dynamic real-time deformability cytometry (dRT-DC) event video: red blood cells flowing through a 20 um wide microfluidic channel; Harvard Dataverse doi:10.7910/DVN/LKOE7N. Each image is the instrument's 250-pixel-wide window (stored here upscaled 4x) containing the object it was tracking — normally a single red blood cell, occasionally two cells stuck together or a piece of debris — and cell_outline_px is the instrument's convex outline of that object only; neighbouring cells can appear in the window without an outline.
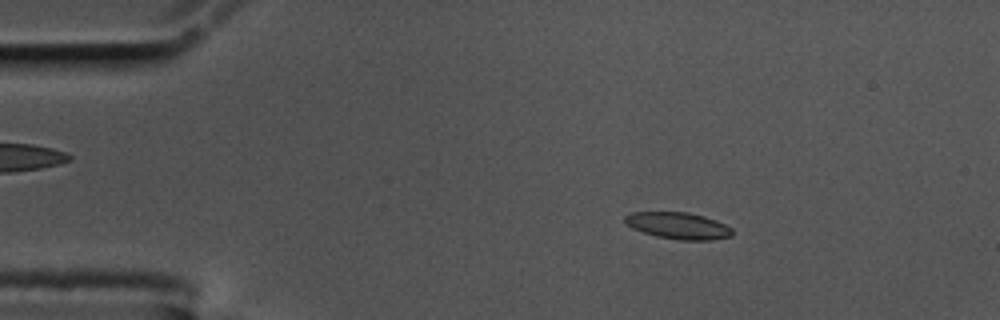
{"species": "common noctule bat (a hibernating species)", "species_latin": "Nyctalus noctula", "temperature_condition": "cold", "stored_images_in_passage": 57, "camera_frame_rate_fps": 3000, "um_per_image_px": 0.085, "animal": {"sex": "male", "body_mass_g": 17.5, "forearm_length_mm": 52.3}, "frame": {"image": 1, "passage_image": 9, "time_ms": 2.667, "image_size_px": [1000, 320], "cell_outline_px": [[732, 236], [712, 240], [680, 240], [656, 236], [632, 228], [624, 220], [624, 216], [632, 212], [688, 212], [704, 216], [716, 220], [732, 228]], "centroid_in_image_um": [57.66, 19.18], "position_along_channel_um": 27.3, "area_um2": 16.65}}
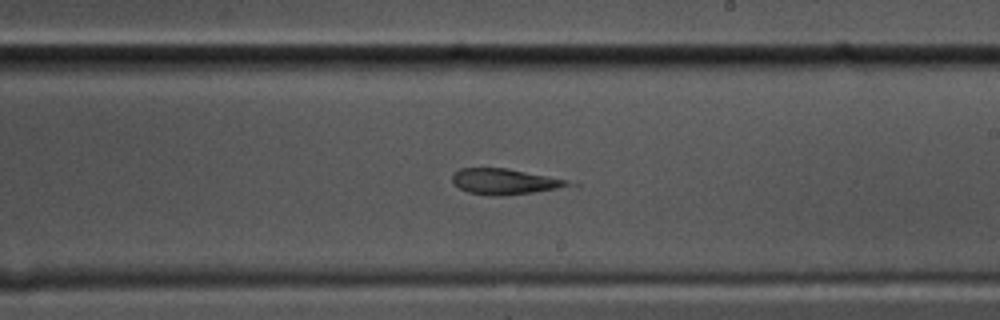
{"frame": {"image": 2, "passage_image": 33, "time_ms": 10.667, "image_size_px": [1000, 320], "cell_outline_px": [[580, 184], [532, 192], [504, 196], [492, 196], [468, 192], [460, 188], [452, 180], [452, 172], [460, 168], [508, 168], [568, 180]], "centroid_in_image_um": [42.89, 15.42], "position_along_channel_um": 246.1, "area_um2": 17.4}}
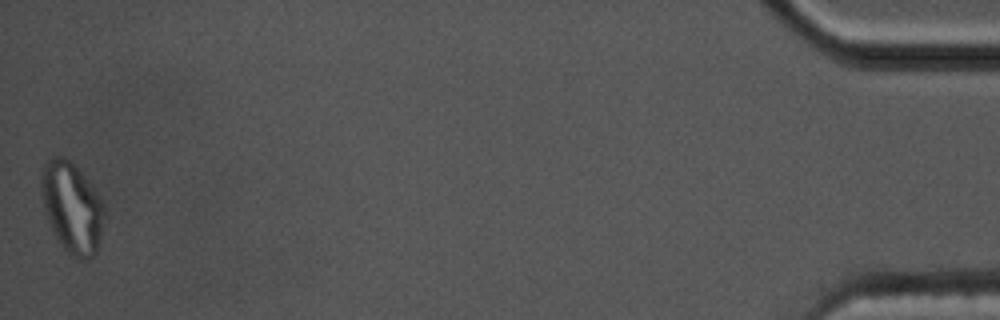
{"frame": {"image": 3, "passage_image": 57, "time_ms": 18.667, "image_size_px": [1000, 320], "cell_outline_px": [[104, 216], [100, 236], [96, 252], [88, 260], [80, 260], [72, 256], [60, 244], [44, 212], [40, 184], [44, 164], [52, 156], [64, 156], [88, 180], [104, 204]], "centroid_in_image_um": [6.1, 17.65], "position_along_channel_um": 429.1, "area_um2": 32.95}, "authors_computed_cell_mechanics": {"area_um2": 17.5134, "velocity_mm_per_s": 3.4644, "shape_relaxation_time_tau1_ms": null, "shape_relaxation_time_tau2_ms": 2.5772, "deformation_change_tau1": null, "deformation_change_tau2": 0.1038}}